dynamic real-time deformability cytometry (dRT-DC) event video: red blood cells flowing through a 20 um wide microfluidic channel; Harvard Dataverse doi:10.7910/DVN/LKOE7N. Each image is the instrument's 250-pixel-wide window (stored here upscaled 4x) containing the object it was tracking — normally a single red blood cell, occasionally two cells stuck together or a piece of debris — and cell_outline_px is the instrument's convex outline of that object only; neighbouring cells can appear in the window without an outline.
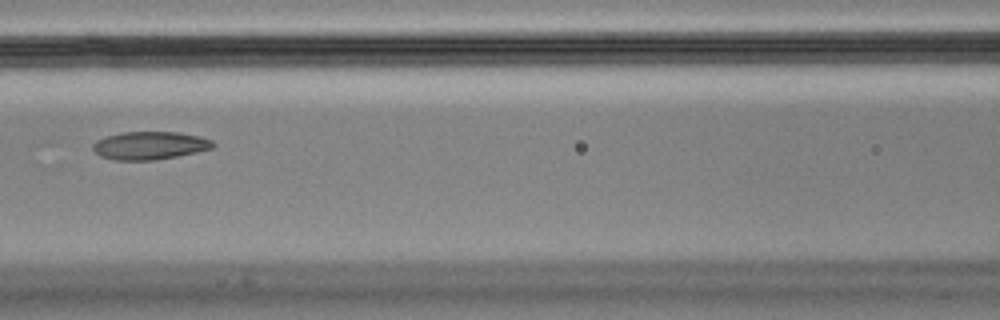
{"species": "Egyptian fruit bat (a non-hibernating species)", "species_latin": "Rousettus aegyptiacus", "temperature_condition": "cold", "stored_images_in_passage": 9, "segment_of_instrument_passage": [1, 2], "camera_frame_rate_fps": 3000, "um_per_image_px": 0.085, "animal": {"sex": "male"}, "frame": {"image": 1, "passage_image": 8, "time_ms": 2.333, "image_size_px": [1000, 320], "cell_outline_px": [[216, 144], [212, 148], [196, 152], [176, 156], [152, 160], [112, 160], [100, 156], [92, 148], [92, 144], [96, 140], [120, 132], [176, 132], [200, 136], [212, 140]], "centroid_in_image_um": [12.71, 12.36], "position_along_channel_um": 153.9, "area_um2": 19.54}}